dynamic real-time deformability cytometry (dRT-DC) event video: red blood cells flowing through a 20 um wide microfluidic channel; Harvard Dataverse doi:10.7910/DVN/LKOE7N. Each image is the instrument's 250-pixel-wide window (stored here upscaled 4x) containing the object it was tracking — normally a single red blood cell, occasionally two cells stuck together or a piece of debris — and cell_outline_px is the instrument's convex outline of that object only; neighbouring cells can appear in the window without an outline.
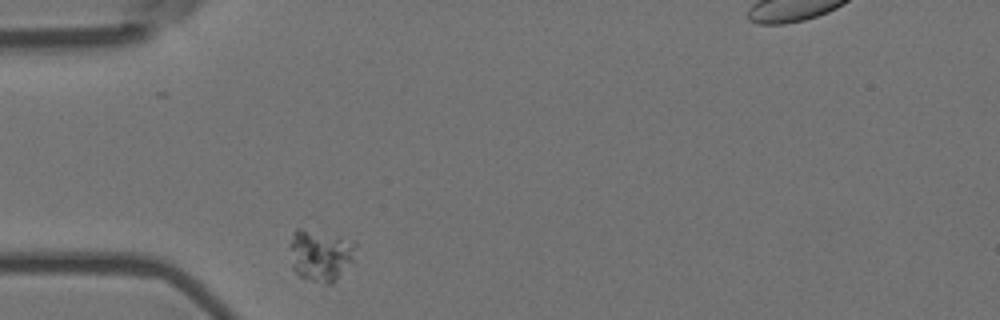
{"species": "Egyptian fruit bat (a non-hibernating species)", "species_latin": "Rousettus aegyptiacus", "temperature_condition": "room temperature", "stored_images_in_passage": 32, "camera_frame_rate_fps": 3000, "um_per_image_px": 0.085, "animal": {"sex": "female"}, "frame": {"image": 1, "passage_image": 1, "time_ms": 0.0, "image_size_px": [1000, 320], "cell_outline_px": [[356, 244], [352, 260], [336, 280], [332, 284], [328, 284], [312, 280], [300, 276], [292, 268], [288, 244], [292, 232], [296, 228], [300, 228], [340, 236], [352, 240]], "centroid_in_image_um": [27.18, 21.66], "position_along_channel_um": 57.8, "area_um2": 19.88}}
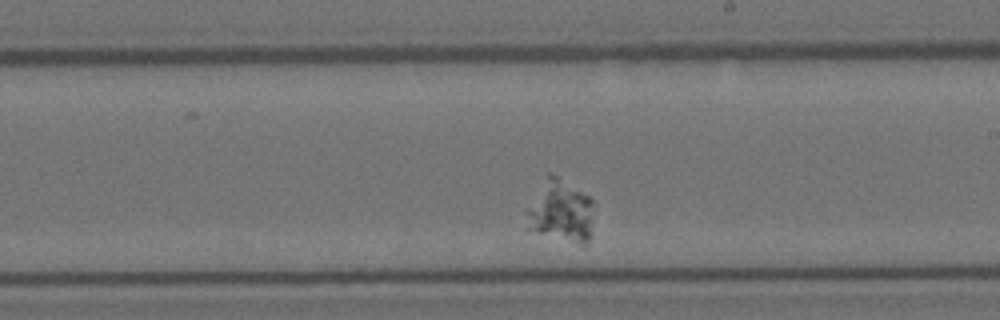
{"frame": {"image": 2, "passage_image": 19, "time_ms": 6.0, "image_size_px": [1000, 320], "cell_outline_px": [[596, 204], [592, 236], [584, 248], [528, 228], [528, 208], [548, 172], [552, 172], [588, 196]], "centroid_in_image_um": [47.79, 18.0], "position_along_channel_um": 241.2, "area_um2": 24.8}}
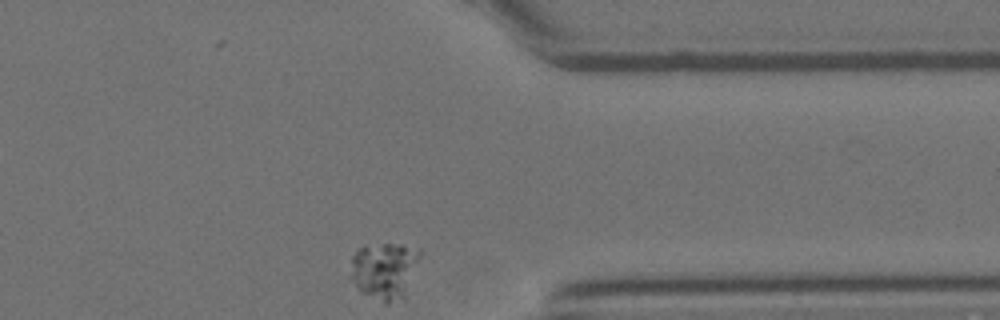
{"frame": {"image": 3, "passage_image": 32, "time_ms": 10.333, "image_size_px": [1000, 320], "cell_outline_px": [[420, 256], [404, 300], [388, 304], [384, 304], [360, 292], [352, 276], [352, 256], [356, 248], [364, 244], [400, 244], [420, 248]], "centroid_in_image_um": [32.7, 23.0], "position_along_channel_um": 378.7, "area_um2": 23.41}}